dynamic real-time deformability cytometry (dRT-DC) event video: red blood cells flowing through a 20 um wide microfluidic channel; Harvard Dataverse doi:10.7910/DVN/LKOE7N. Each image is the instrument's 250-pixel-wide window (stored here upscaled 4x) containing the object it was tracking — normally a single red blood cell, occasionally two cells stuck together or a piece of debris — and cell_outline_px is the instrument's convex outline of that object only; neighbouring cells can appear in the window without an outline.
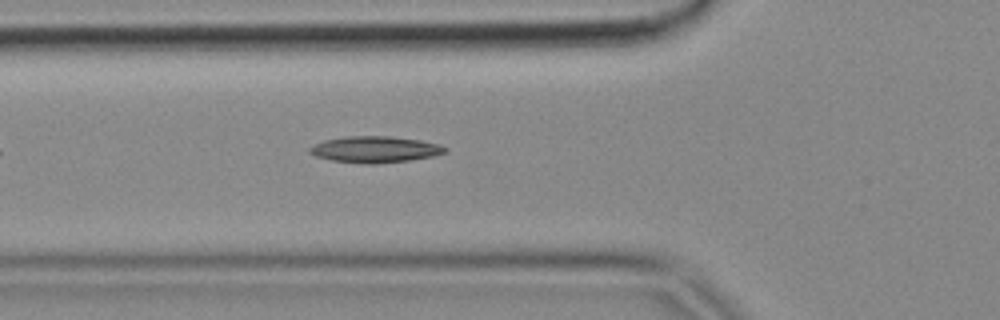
{"species": "common noctule bat (a hibernating species)", "species_latin": "Nyctalus noctula", "temperature_condition": "cold", "stored_images_in_passage": 4, "camera_frame_rate_fps": 3000, "um_per_image_px": 0.085, "animal": {"sex": "female", "body_mass_g": 18.4}, "frame": {"image": 1, "passage_image": 4, "time_ms": 1.0, "image_size_px": [1000, 320], "cell_outline_px": [[448, 148], [444, 152], [432, 156], [408, 160], [372, 164], [368, 164], [332, 160], [316, 156], [308, 152], [308, 148], [324, 140], [344, 136], [388, 136], [420, 140], [440, 144]], "centroid_in_image_um": [31.85, 12.69], "position_along_channel_um": 93.9, "area_um2": 20.58}}